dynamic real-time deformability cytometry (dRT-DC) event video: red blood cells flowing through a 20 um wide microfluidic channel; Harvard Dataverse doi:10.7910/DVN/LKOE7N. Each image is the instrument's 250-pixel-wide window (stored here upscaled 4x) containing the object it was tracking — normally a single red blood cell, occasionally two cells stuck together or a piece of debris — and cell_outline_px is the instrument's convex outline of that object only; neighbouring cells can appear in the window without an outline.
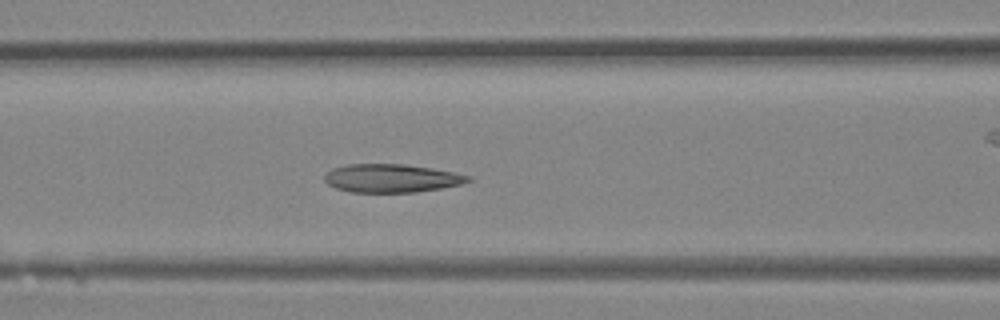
{"species": "Egyptian fruit bat (a non-hibernating species)", "species_latin": "Rousettus aegyptiacus", "temperature_condition": "room temperature", "stored_images_in_passage": 40, "camera_frame_rate_fps": 3000, "um_per_image_px": 0.085, "animal": {"sex": "female"}, "frame": {"image": 1, "passage_image": 16, "time_ms": 5.0, "image_size_px": [1000, 320], "cell_outline_px": [[472, 180], [460, 184], [440, 188], [416, 192], [348, 192], [336, 188], [328, 184], [324, 180], [324, 176], [332, 168], [348, 164], [404, 164], [432, 168], [472, 176]], "centroid_in_image_um": [33.26, 15.15], "position_along_channel_um": 133.3, "area_um2": 23.64}}
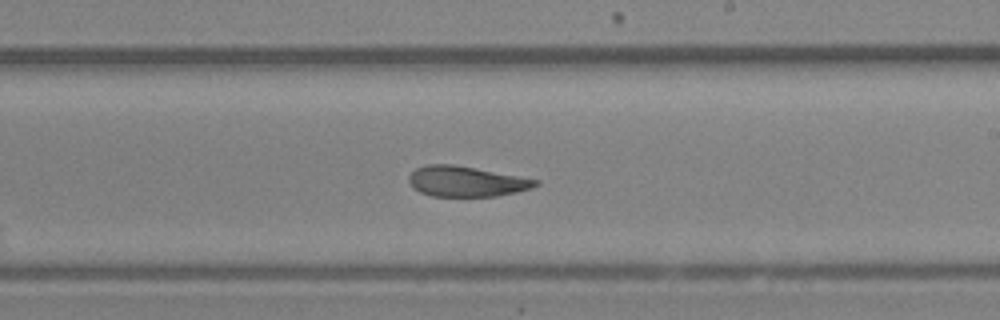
{"frame": {"image": 2, "passage_image": 23, "time_ms": 7.333, "image_size_px": [1000, 320], "cell_outline_px": [[540, 184], [532, 188], [516, 192], [496, 196], [432, 196], [420, 192], [412, 188], [408, 180], [408, 176], [416, 168], [428, 164], [452, 164], [476, 168], [540, 180]], "centroid_in_image_um": [39.62, 15.42], "position_along_channel_um": 249.4, "area_um2": 22.48}}
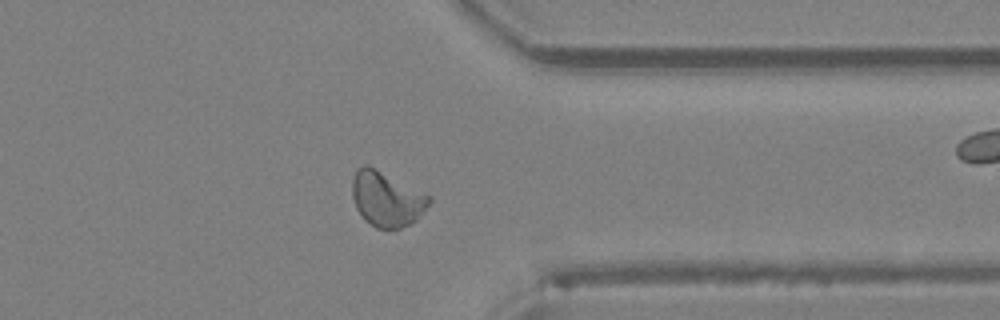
{"frame": {"image": 3, "passage_image": 31, "time_ms": 10.0, "image_size_px": [1000, 320], "cell_outline_px": [[432, 200], [416, 220], [412, 224], [400, 228], [376, 228], [364, 220], [356, 208], [352, 196], [352, 176], [356, 168], [364, 164], [432, 196]], "centroid_in_image_um": [32.85, 16.93], "position_along_channel_um": 378.6, "area_um2": 24.45}}